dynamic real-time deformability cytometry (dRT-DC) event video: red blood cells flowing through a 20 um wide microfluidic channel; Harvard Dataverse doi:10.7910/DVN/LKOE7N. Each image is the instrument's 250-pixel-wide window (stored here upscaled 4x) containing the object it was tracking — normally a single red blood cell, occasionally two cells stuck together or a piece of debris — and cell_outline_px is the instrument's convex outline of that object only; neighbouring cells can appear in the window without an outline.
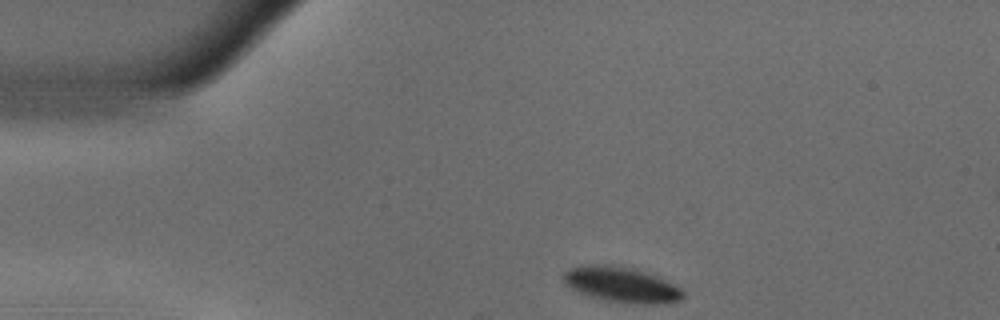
{"species": "common noctule bat (a hibernating species)", "species_latin": "Nyctalus noctula", "temperature_condition": "warm", "stored_images_in_passage": 45, "camera_frame_rate_fps": 3000, "um_per_image_px": 0.085, "animal": {"sex": "male", "body_mass_g": 18.8}, "frame": {"image": 1, "passage_image": 1, "time_ms": 0.0, "image_size_px": [1000, 320], "cell_outline_px": [[684, 296], [680, 300], [668, 304], [624, 304], [604, 300], [580, 292], [564, 284], [564, 272], [568, 268], [580, 264], [608, 264], [632, 268], [656, 276], [680, 288], [684, 292]], "centroid_in_image_um": [52.81, 24.2], "position_along_channel_um": 32.2, "area_um2": 24.85}}
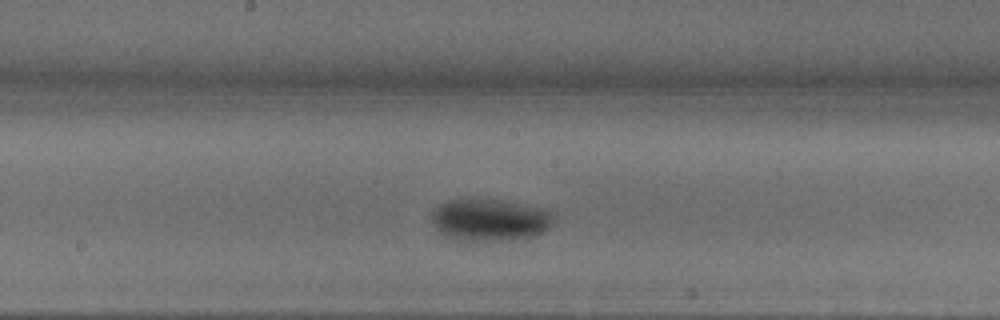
{"frame": {"image": 2, "passage_image": 19, "time_ms": 6.0, "image_size_px": [1000, 320], "cell_outline_px": [[552, 216], [548, 228], [544, 232], [536, 236], [500, 240], [456, 240], [444, 236], [436, 228], [432, 220], [432, 212], [440, 204], [448, 200], [496, 200], [544, 208], [552, 212]], "centroid_in_image_um": [41.61, 18.7], "position_along_channel_um": 206.6, "area_um2": 29.36}}
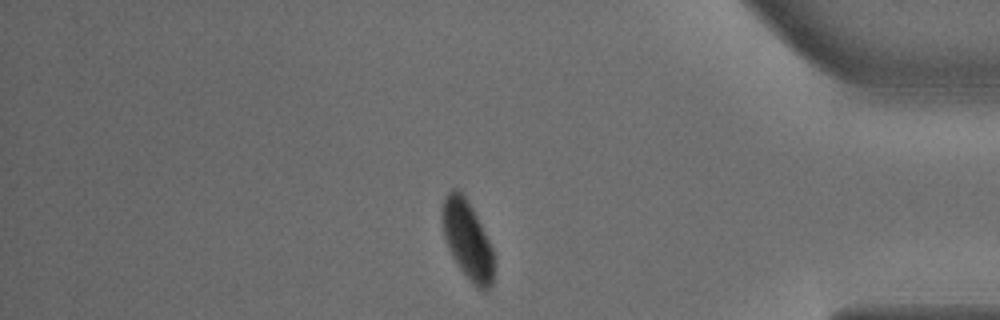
{"frame": {"image": 3, "passage_image": 37, "time_ms": 12.0, "image_size_px": [1000, 320], "cell_outline_px": [[492, 284], [484, 292], [476, 288], [468, 280], [452, 256], [448, 248], [444, 236], [440, 216], [440, 208], [448, 192], [452, 188], [456, 188], [464, 196], [472, 208], [492, 248]], "centroid_in_image_um": [39.68, 20.39], "position_along_channel_um": 395.5, "area_um2": 23.41}, "authors_computed_cell_mechanics": {"area_um2": 27.8596, "velocity_mm_per_s": 3.6498, "shape_relaxation_time_tau1_ms": 5.2477, "shape_relaxation_time_tau2_ms": null, "deformation_change_tau1": 0.1408, "deformation_change_tau2": null}}